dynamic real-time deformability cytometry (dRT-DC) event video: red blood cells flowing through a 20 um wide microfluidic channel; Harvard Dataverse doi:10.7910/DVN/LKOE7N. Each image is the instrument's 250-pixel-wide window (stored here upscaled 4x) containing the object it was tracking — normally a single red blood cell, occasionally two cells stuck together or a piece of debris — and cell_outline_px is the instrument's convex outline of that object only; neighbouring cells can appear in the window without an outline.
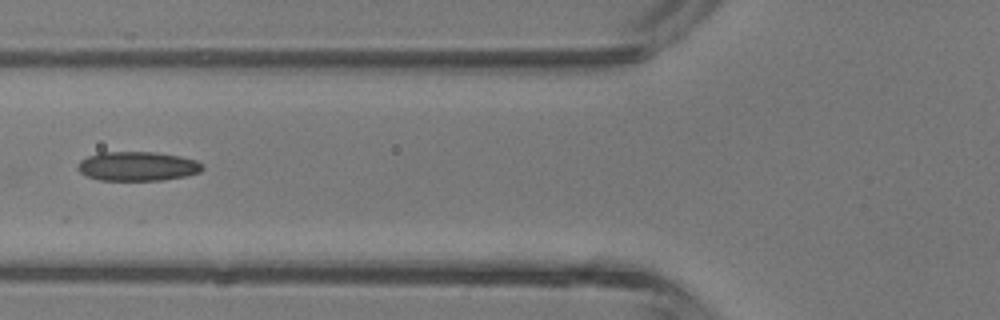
{"species": "common noctule bat (a hibernating species)", "species_latin": "Nyctalus noctula", "temperature_condition": "room temperature", "stored_images_in_passage": 5, "camera_frame_rate_fps": 3000, "um_per_image_px": 0.085, "animal": {"sex": "male", "body_mass_g": 13.3}, "frame": {"image": 1, "passage_image": 4, "time_ms": 3.667, "image_size_px": [1000, 320], "cell_outline_px": [[204, 168], [200, 172], [184, 176], [160, 180], [100, 180], [88, 176], [80, 172], [76, 168], [76, 164], [80, 160], [88, 156], [100, 152], [156, 152], [180, 156], [196, 160], [204, 164]], "centroid_in_image_um": [11.68, 14.12], "position_along_channel_um": 114.1, "area_um2": 21.33}}
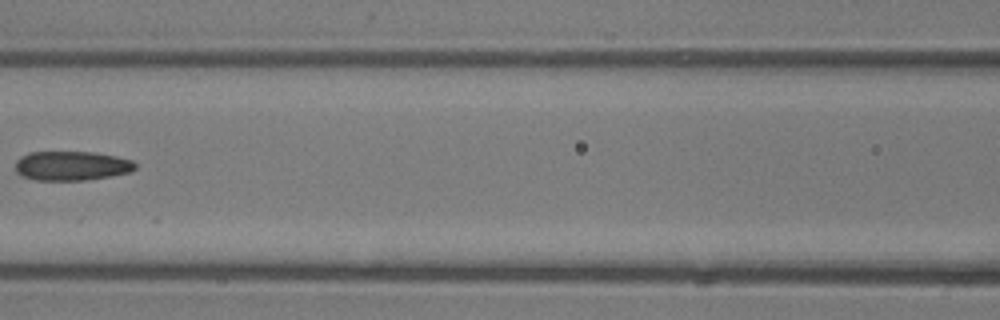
{"frame": {"image": 2, "passage_image": 5, "time_ms": 4.667, "image_size_px": [1000, 320], "cell_outline_px": [[136, 168], [132, 172], [112, 176], [84, 180], [36, 180], [20, 176], [16, 172], [16, 160], [20, 156], [28, 152], [96, 152], [116, 156], [132, 160], [136, 164]], "centroid_in_image_um": [6.09, 14.09], "position_along_channel_um": 160.5, "area_um2": 20.75}}